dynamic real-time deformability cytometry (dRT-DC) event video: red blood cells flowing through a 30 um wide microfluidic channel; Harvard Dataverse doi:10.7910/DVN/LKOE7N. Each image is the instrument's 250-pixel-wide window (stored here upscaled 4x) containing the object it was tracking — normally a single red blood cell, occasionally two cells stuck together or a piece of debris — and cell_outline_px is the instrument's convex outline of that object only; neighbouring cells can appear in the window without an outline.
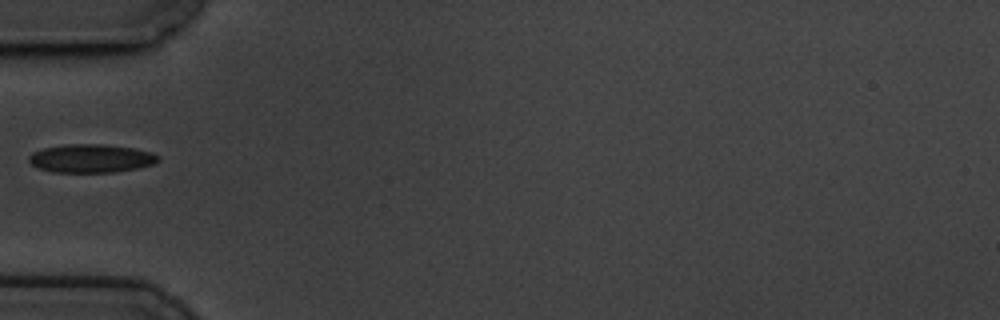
{"species": "common noctule bat (a hibernating species)", "species_latin": "Nyctalus noctula", "temperature_condition": "cold", "stored_images_in_passage": 1, "camera_frame_rate_fps": 3000, "um_per_image_px": 0.085, "animal": {"sex": "male", "body_mass_g": 19.5, "forearm_length_mm": 54.6}, "frame": {"image": 1, "passage_image": 1, "time_ms": 0.0, "image_size_px": [1000, 320], "cell_outline_px": [[160, 160], [152, 164], [140, 168], [116, 172], [52, 172], [40, 168], [32, 164], [28, 160], [28, 156], [32, 152], [44, 148], [68, 144], [104, 144], [132, 148], [152, 152], [160, 156]], "centroid_in_image_um": [7.77, 13.46], "position_along_channel_um": 77.2, "area_um2": 21.44}}